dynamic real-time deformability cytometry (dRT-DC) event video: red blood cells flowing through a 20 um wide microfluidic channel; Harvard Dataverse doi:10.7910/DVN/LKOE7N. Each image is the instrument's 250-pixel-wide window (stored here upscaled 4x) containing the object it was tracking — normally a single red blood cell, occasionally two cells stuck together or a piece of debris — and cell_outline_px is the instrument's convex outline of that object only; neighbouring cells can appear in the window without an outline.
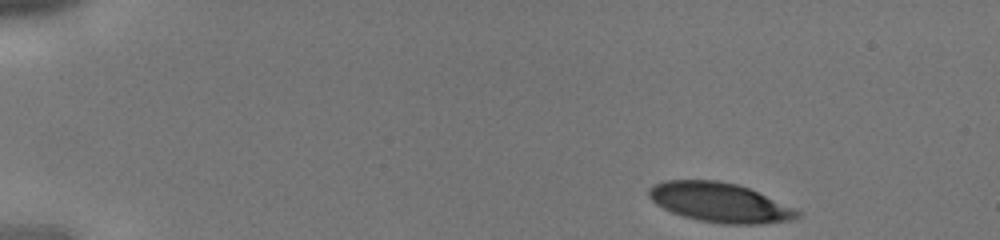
{"species": "human", "species_latin": "Homo sapiens", "temperature_condition": "cold", "stored_images_in_passage": 38, "camera_frame_rate_fps": 3000, "um_per_image_px": 0.085, "donor": {"sex": "male"}, "frame": {"image": 1, "passage_image": 1, "time_ms": 0.0, "image_size_px": [1000, 240], "cell_outline_px": [[800, 216], [792, 220], [760, 224], [720, 224], [700, 220], [684, 216], [672, 212], [656, 204], [648, 196], [648, 188], [652, 184], [664, 180], [716, 180], [736, 184], [748, 188], [796, 208], [800, 212]], "centroid_in_image_um": [61.17, 17.21], "position_along_channel_um": 23.8, "area_um2": 34.16}}
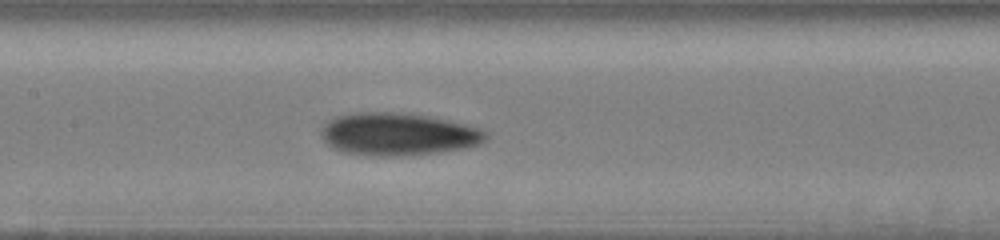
{"frame": {"image": 2, "passage_image": 17, "time_ms": 5.333, "image_size_px": [1000, 240], "cell_outline_px": [[488, 136], [480, 144], [464, 148], [436, 152], [396, 156], [380, 156], [344, 152], [328, 144], [320, 136], [320, 128], [328, 120], [336, 116], [356, 112], [412, 112], [432, 116], [480, 128], [488, 132]], "centroid_in_image_um": [33.83, 11.37], "position_along_channel_um": 173.6, "area_um2": 41.04}}
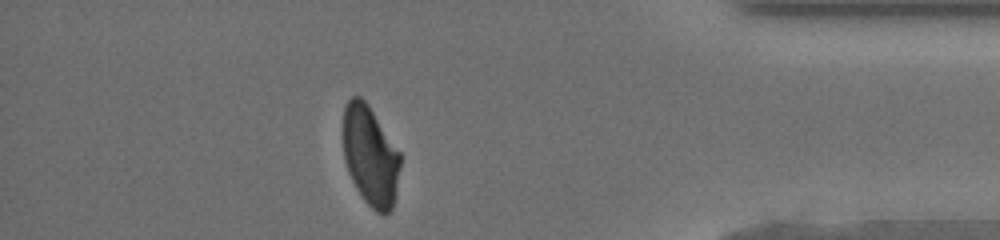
{"frame": {"image": 3, "passage_image": 33, "time_ms": 10.667, "image_size_px": [1000, 240], "cell_outline_px": [[400, 164], [396, 196], [392, 208], [384, 216], [376, 212], [364, 200], [356, 188], [348, 172], [344, 160], [344, 108], [348, 100], [352, 96], [360, 96], [368, 104], [400, 152]], "centroid_in_image_um": [31.49, 13.27], "position_along_channel_um": 403.7, "area_um2": 33.18}}